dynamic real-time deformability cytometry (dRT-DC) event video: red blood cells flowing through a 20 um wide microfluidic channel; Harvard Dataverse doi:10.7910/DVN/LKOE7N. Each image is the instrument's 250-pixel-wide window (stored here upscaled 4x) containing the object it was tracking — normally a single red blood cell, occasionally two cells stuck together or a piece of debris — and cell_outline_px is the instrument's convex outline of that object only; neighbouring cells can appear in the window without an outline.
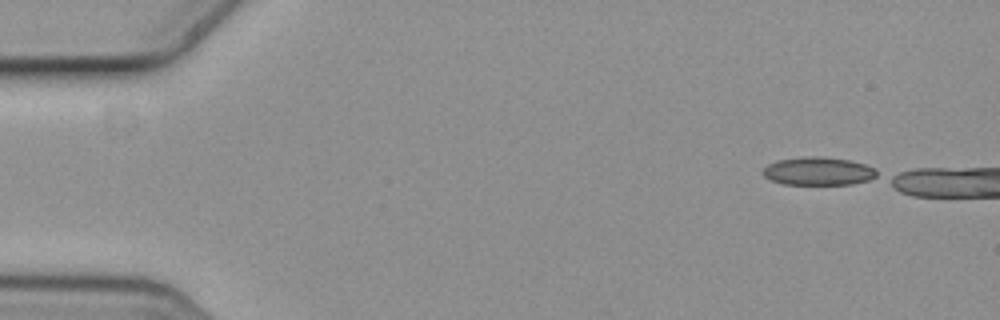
{"species": "common noctule bat (a hibernating species)", "species_latin": "Nyctalus noctula", "temperature_condition": "cold", "stored_images_in_passage": 3, "camera_frame_rate_fps": 3000, "um_per_image_px": 0.085, "animal": {"sex": "female", "body_mass_g": 19.3, "forearm_length_mm": 54.1}, "frame": {"image": 1, "passage_image": 1, "time_ms": 0.0, "image_size_px": [1000, 320], "cell_outline_px": [[876, 176], [868, 180], [852, 184], [784, 184], [772, 180], [764, 176], [760, 172], [768, 164], [776, 160], [804, 156], [820, 156], [848, 160], [864, 164], [876, 168]], "centroid_in_image_um": [69.52, 14.54], "position_along_channel_um": 15.5, "area_um2": 18.67}}